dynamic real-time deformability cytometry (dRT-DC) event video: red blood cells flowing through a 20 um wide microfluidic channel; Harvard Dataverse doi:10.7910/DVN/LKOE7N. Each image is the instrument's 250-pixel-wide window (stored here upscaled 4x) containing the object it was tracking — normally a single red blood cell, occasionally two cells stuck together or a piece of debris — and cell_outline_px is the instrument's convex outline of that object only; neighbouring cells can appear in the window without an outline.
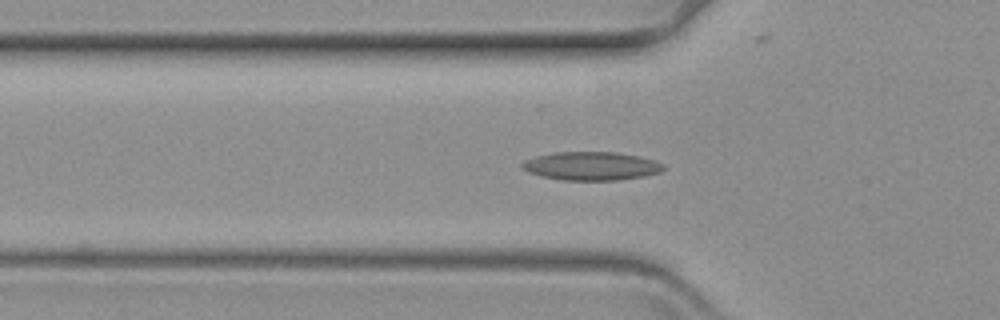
{"species": "common noctule bat (a hibernating species)", "species_latin": "Nyctalus noctula", "temperature_condition": "warm", "stored_images_in_passage": 49, "camera_frame_rate_fps": 3000, "um_per_image_px": 0.085, "animal": {"sex": "female", "body_mass_g": 19.3, "forearm_length_mm": 54.1}, "frame": {"image": 1, "passage_image": 20, "time_ms": 6.333, "image_size_px": [1000, 320], "cell_outline_px": [[664, 168], [660, 172], [644, 176], [616, 180], [560, 180], [540, 176], [528, 172], [520, 168], [520, 164], [524, 160], [536, 156], [556, 152], [616, 152], [640, 156], [664, 164]], "centroid_in_image_um": [50.21, 14.11], "position_along_channel_um": 75.6, "area_um2": 23.52}}
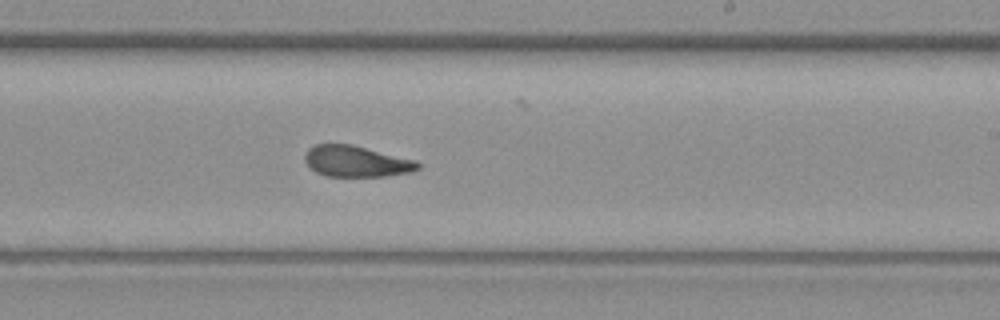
{"frame": {"image": 2, "passage_image": 36, "time_ms": 11.667, "image_size_px": [1000, 320], "cell_outline_px": [[420, 168], [412, 172], [384, 176], [324, 176], [316, 172], [304, 160], [304, 156], [308, 148], [316, 144], [352, 144], [416, 160], [420, 164]], "centroid_in_image_um": [30.29, 13.71], "position_along_channel_um": 258.7, "area_um2": 20.52}}
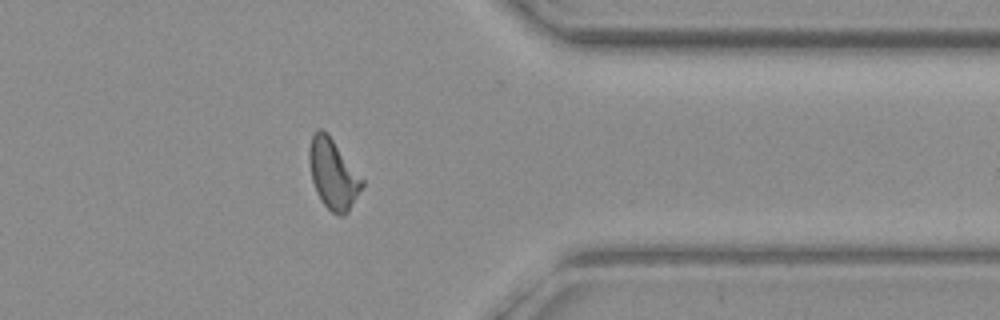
{"frame": {"image": 3, "passage_image": 48, "time_ms": 15.667, "image_size_px": [1000, 320], "cell_outline_px": [[364, 184], [348, 212], [344, 216], [336, 216], [324, 204], [316, 192], [312, 180], [308, 160], [308, 152], [312, 136], [316, 128], [320, 128], [332, 140], [364, 180]], "centroid_in_image_um": [28.3, 14.83], "position_along_channel_um": 383.1, "area_um2": 21.21}}